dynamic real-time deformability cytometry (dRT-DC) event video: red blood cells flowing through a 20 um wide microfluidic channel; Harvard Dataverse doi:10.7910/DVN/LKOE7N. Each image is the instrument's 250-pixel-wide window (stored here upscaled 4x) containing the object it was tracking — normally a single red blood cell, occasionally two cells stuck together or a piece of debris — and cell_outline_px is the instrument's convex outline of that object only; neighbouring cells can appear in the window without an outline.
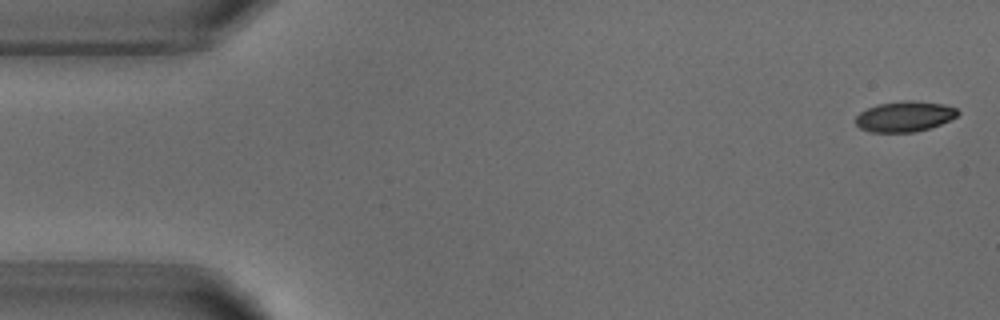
{"species": "common noctule bat (a hibernating species)", "species_latin": "Nyctalus noctula", "temperature_condition": "warm", "stored_images_in_passage": 4, "camera_frame_rate_fps": 3000, "um_per_image_px": 0.085, "animal": {"sex": "male", "body_mass_g": 18.8}, "frame": {"image": 1, "passage_image": 1, "time_ms": 0.0, "image_size_px": [1000, 320], "cell_outline_px": [[960, 112], [956, 116], [940, 124], [916, 132], [868, 132], [860, 128], [856, 124], [856, 116], [860, 112], [876, 104], [904, 100], [916, 100], [944, 104], [956, 108]], "centroid_in_image_um": [76.88, 9.89], "position_along_channel_um": 8.1, "area_um2": 18.21}}